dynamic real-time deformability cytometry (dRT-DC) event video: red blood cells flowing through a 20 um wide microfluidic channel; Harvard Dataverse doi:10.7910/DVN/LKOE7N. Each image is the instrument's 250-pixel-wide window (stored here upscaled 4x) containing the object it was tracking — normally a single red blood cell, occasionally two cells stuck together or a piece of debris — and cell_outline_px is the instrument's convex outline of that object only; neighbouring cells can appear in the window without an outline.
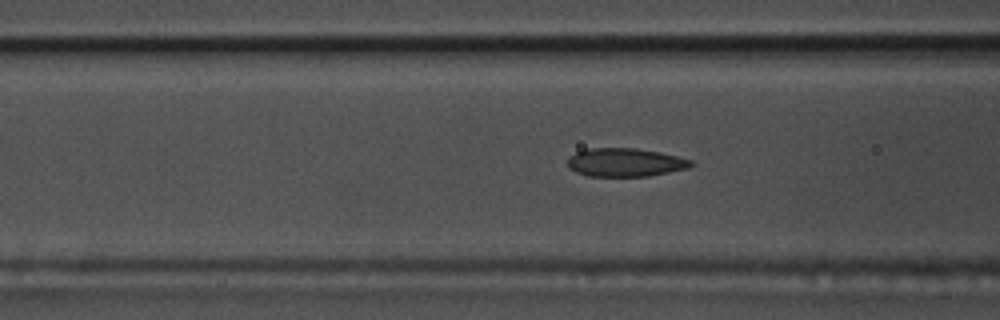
{"species": "common noctule bat (a hibernating species)", "species_latin": "Nyctalus noctula", "temperature_condition": "warm", "stored_images_in_passage": 37, "camera_frame_rate_fps": 3000, "um_per_image_px": 0.085, "animal": {"sex": "male", "body_mass_g": 17.5, "forearm_length_mm": 52.3}, "frame": {"image": 1, "passage_image": 6, "time_ms": 1.667, "image_size_px": [1000, 320], "cell_outline_px": [[692, 164], [688, 168], [648, 176], [588, 176], [576, 172], [568, 168], [568, 156], [576, 152], [588, 148], [636, 148], [660, 152], [692, 160]], "centroid_in_image_um": [53.1, 13.8], "position_along_channel_um": 113.5, "area_um2": 20.4}}
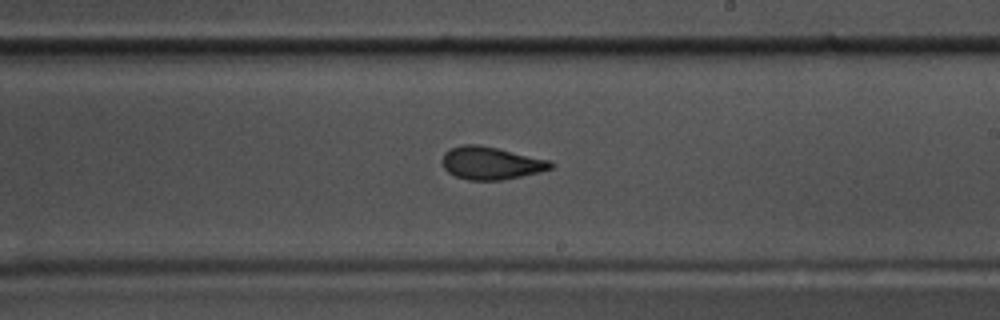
{"frame": {"image": 2, "passage_image": 17, "time_ms": 5.333, "image_size_px": [1000, 320], "cell_outline_px": [[556, 164], [552, 168], [540, 172], [500, 180], [468, 180], [456, 176], [448, 172], [444, 168], [444, 152], [452, 148], [464, 144], [476, 144], [496, 148], [552, 160]], "centroid_in_image_um": [41.79, 13.86], "position_along_channel_um": 247.2, "area_um2": 20.52}}
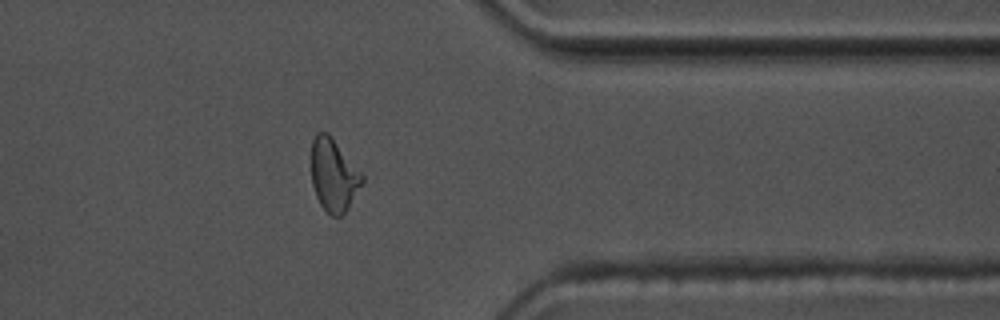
{"frame": {"image": 3, "passage_image": 29, "time_ms": 9.333, "image_size_px": [1000, 320], "cell_outline_px": [[364, 180], [348, 208], [340, 216], [332, 216], [320, 204], [316, 196], [312, 184], [312, 140], [316, 132], [328, 132], [364, 176]], "centroid_in_image_um": [28.35, 14.87], "position_along_channel_um": 383.0, "area_um2": 21.21}}